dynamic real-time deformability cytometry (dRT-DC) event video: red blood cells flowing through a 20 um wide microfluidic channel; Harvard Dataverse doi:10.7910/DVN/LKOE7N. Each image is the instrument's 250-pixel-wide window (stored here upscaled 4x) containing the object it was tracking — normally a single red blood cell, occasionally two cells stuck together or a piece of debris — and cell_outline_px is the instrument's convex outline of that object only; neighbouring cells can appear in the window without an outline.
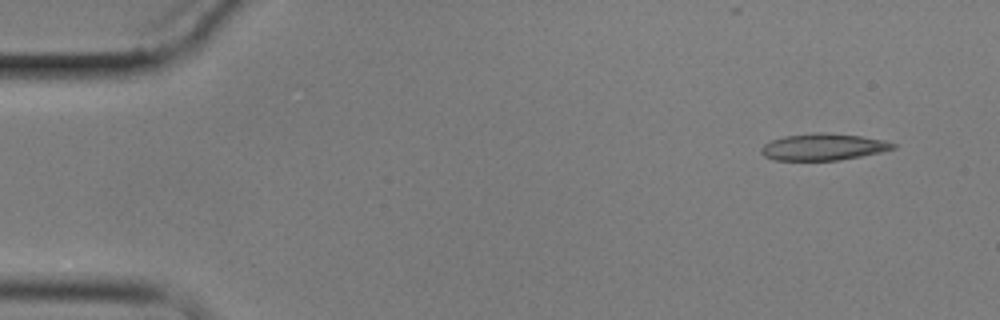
{"species": "common noctule bat (a hibernating species)", "species_latin": "Nyctalus noctula", "temperature_condition": "cold", "stored_images_in_passage": 10, "camera_frame_rate_fps": 3000, "um_per_image_px": 0.085, "animal": {"sex": "male", "body_mass_g": 17.9}, "frame": {"image": 1, "passage_image": 1, "time_ms": 0.0, "image_size_px": [1000, 320], "cell_outline_px": [[896, 148], [880, 152], [860, 156], [836, 160], [776, 160], [764, 156], [760, 152], [760, 148], [764, 144], [772, 140], [784, 136], [816, 132], [824, 132], [860, 136], [884, 140], [896, 144]], "centroid_in_image_um": [69.95, 12.48], "position_along_channel_um": 15.0, "area_um2": 20.4}}
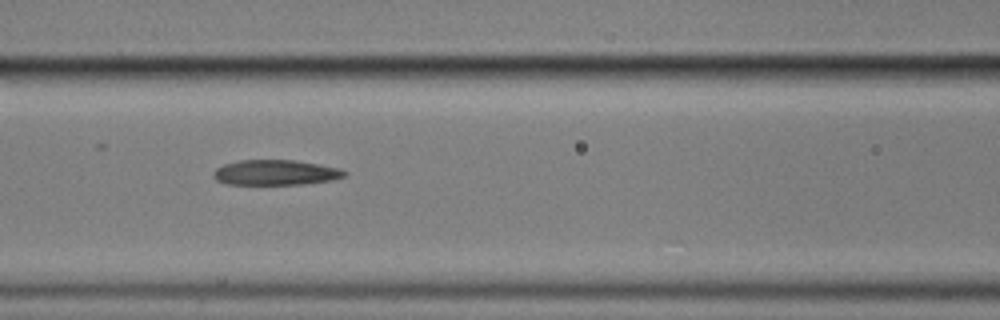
{"frame": {"image": 2, "passage_image": 6, "time_ms": 6.667, "image_size_px": [1000, 320], "cell_outline_px": [[348, 172], [344, 176], [332, 180], [304, 184], [224, 184], [216, 180], [212, 176], [212, 172], [216, 168], [224, 164], [240, 160], [292, 160], [340, 168]], "centroid_in_image_um": [23.38, 14.67], "position_along_channel_um": 143.2, "area_um2": 19.25}}
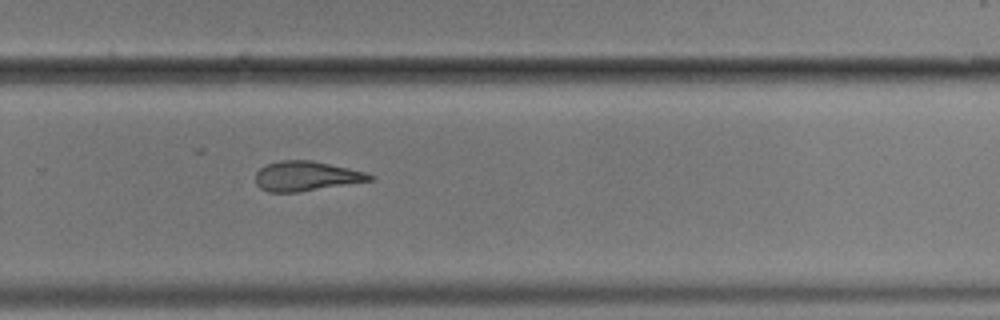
{"frame": {"image": 3, "passage_image": 10, "time_ms": 11.333, "image_size_px": [1000, 320], "cell_outline_px": [[376, 176], [372, 180], [300, 192], [268, 192], [260, 188], [256, 184], [256, 172], [260, 168], [268, 164], [280, 160], [312, 160], [348, 168], [364, 172]], "centroid_in_image_um": [26.01, 14.97], "position_along_channel_um": 303.8, "area_um2": 19.71}}